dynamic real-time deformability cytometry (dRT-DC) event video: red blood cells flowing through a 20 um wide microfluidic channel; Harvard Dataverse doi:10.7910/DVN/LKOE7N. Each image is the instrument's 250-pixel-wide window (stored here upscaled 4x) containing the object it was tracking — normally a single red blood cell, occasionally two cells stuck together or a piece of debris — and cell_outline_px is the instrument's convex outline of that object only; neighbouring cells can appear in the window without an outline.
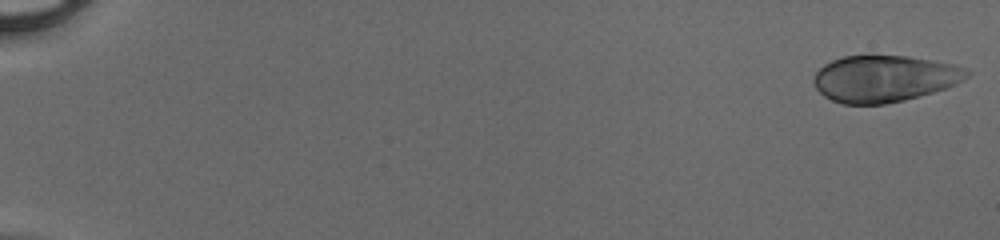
{"species": "human", "species_latin": "Homo sapiens", "temperature_condition": "cold", "stored_images_in_passage": 49, "camera_frame_rate_fps": 3000, "um_per_image_px": 0.085, "donor": {"sex": "male"}, "frame": {"image": 1, "passage_image": 1, "time_ms": 0.0, "image_size_px": [1000, 240], "cell_outline_px": [[972, 72], [964, 80], [956, 84], [932, 92], [904, 100], [884, 104], [840, 104], [824, 96], [816, 88], [812, 80], [816, 72], [824, 64], [832, 60], [844, 56], [868, 52], [872, 52], [908, 56], [952, 64], [968, 68]], "centroid_in_image_um": [75.14, 6.63], "position_along_channel_um": 9.9, "area_um2": 42.54}}
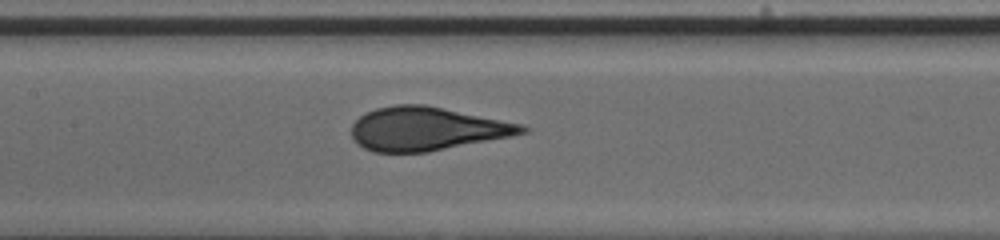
{"frame": {"image": 2, "passage_image": 26, "time_ms": 8.333, "image_size_px": [1000, 240], "cell_outline_px": [[532, 128], [528, 132], [512, 136], [428, 152], [372, 152], [364, 148], [352, 140], [352, 124], [364, 112], [376, 108], [392, 104], [424, 104], [524, 124]], "centroid_in_image_um": [36.28, 10.94], "position_along_channel_um": 171.1, "area_um2": 43.58}}
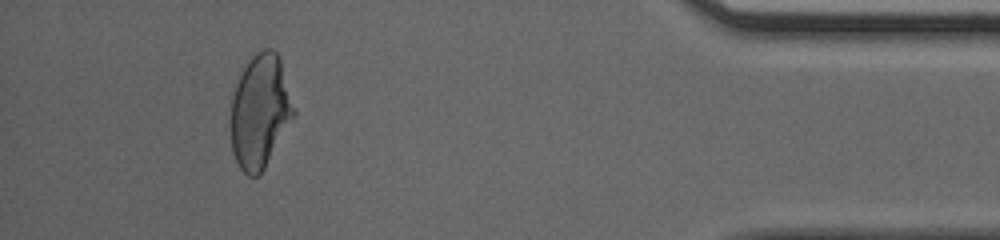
{"frame": {"image": 3, "passage_image": 46, "time_ms": 15.0, "image_size_px": [1000, 240], "cell_outline_px": [[296, 116], [264, 168], [256, 176], [248, 176], [240, 168], [232, 152], [228, 128], [232, 96], [236, 84], [248, 60], [256, 52], [264, 48], [272, 48], [276, 52], [280, 60], [296, 112]], "centroid_in_image_um": [22.08, 9.49], "position_along_channel_um": 413.1, "area_um2": 42.19}}